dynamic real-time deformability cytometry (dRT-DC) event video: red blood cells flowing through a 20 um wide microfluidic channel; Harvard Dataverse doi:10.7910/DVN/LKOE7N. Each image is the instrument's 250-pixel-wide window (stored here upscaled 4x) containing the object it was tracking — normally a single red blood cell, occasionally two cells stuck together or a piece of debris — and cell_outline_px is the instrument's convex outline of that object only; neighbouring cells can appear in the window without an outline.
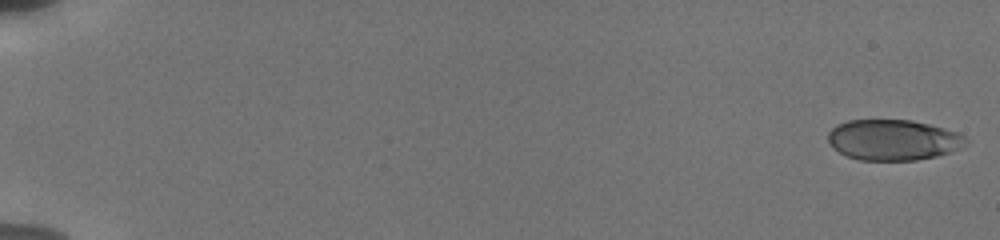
{"species": "human", "species_latin": "Homo sapiens", "temperature_condition": "cold", "stored_images_in_passage": 13, "camera_frame_rate_fps": 3000, "um_per_image_px": 0.085, "donor": {"sex": "male"}, "frame": {"image": 1, "passage_image": 1, "time_ms": 0.0, "image_size_px": [1000, 240], "cell_outline_px": [[968, 140], [956, 148], [948, 152], [936, 156], [916, 160], [860, 160], [848, 156], [832, 148], [828, 140], [828, 132], [836, 124], [848, 120], [912, 120], [944, 128], [956, 132], [964, 136]], "centroid_in_image_um": [75.85, 11.88], "position_along_channel_um": 9.1, "area_um2": 32.37}}
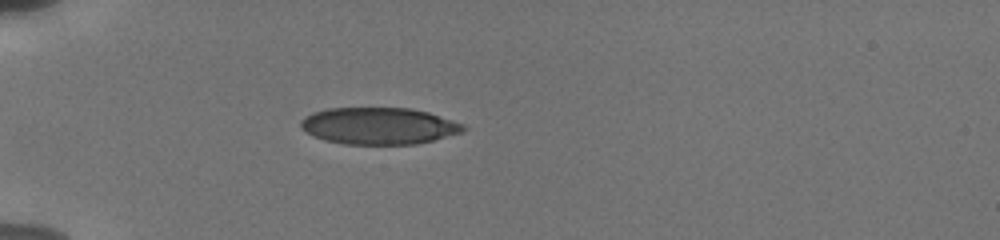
{"frame": {"image": 2, "passage_image": 9, "time_ms": 5.667, "image_size_px": [1000, 240], "cell_outline_px": [[468, 128], [460, 132], [432, 140], [416, 144], [344, 144], [324, 140], [312, 136], [300, 128], [300, 120], [304, 116], [312, 112], [328, 108], [412, 108], [428, 112], [464, 124]], "centroid_in_image_um": [32.15, 10.7], "position_along_channel_um": 52.9, "area_um2": 34.97}}
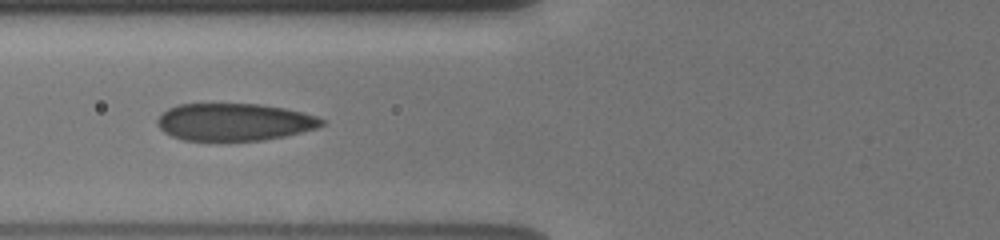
{"frame": {"image": 3, "passage_image": 12, "time_ms": 7.667, "image_size_px": [1000, 240], "cell_outline_px": [[324, 124], [316, 128], [284, 136], [264, 140], [216, 144], [184, 140], [172, 136], [164, 132], [156, 124], [156, 120], [168, 108], [176, 104], [260, 104], [284, 108], [304, 112], [316, 116], [324, 120]], "centroid_in_image_um": [19.87, 10.41], "position_along_channel_um": 105.9, "area_um2": 36.82}}